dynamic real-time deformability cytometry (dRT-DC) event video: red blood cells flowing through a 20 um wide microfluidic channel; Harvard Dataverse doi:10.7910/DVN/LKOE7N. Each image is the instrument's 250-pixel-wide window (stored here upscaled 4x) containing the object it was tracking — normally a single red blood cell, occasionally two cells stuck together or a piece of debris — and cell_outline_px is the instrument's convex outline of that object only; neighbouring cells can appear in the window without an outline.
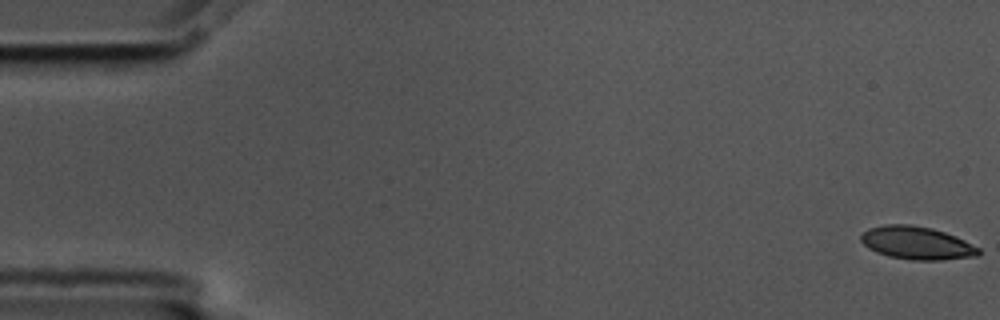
{"species": "common noctule bat (a hibernating species)", "species_latin": "Nyctalus noctula", "temperature_condition": "cold", "stored_images_in_passage": 57, "camera_frame_rate_fps": 3000, "um_per_image_px": 0.085, "animal": {"sex": "male", "body_mass_g": 17.5, "forearm_length_mm": 52.3}, "frame": {"image": 1, "passage_image": 1, "time_ms": 0.0, "image_size_px": [1000, 320], "cell_outline_px": [[980, 252], [976, 256], [940, 260], [912, 260], [888, 256], [876, 252], [868, 248], [860, 240], [860, 236], [868, 228], [884, 224], [912, 224], [932, 228], [956, 236], [980, 248]], "centroid_in_image_um": [77.9, 20.64], "position_along_channel_um": 7.1, "area_um2": 22.66}}
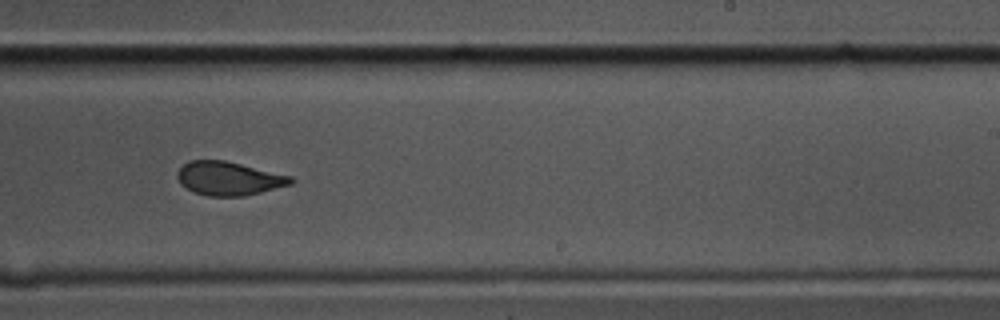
{"frame": {"image": 2, "passage_image": 35, "time_ms": 11.333, "image_size_px": [1000, 320], "cell_outline_px": [[296, 180], [292, 184], [244, 196], [208, 196], [196, 192], [180, 184], [176, 176], [176, 172], [188, 160], [224, 160], [292, 176]], "centroid_in_image_um": [19.45, 15.16], "position_along_channel_um": 269.6, "area_um2": 22.2}}
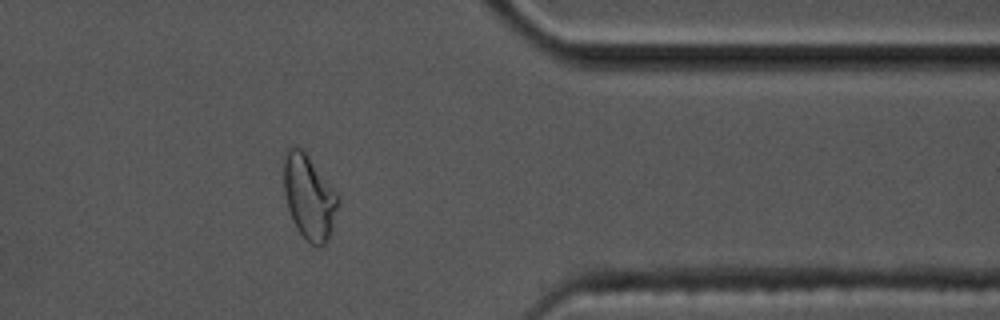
{"frame": {"image": 3, "passage_image": 46, "time_ms": 15.0, "image_size_px": [1000, 320], "cell_outline_px": [[340, 200], [332, 228], [328, 240], [320, 248], [316, 248], [296, 228], [292, 220], [288, 208], [284, 192], [284, 152], [292, 144], [300, 148], [308, 156], [336, 192]], "centroid_in_image_um": [26.26, 16.75], "position_along_channel_um": 385.1, "area_um2": 26.59}, "authors_computed_cell_mechanics": {"area_um2": 23.3512, "velocity_mm_per_s": 3.5595, "shape_relaxation_time_tau1_ms": 4.8255, "shape_relaxation_time_tau2_ms": 2.0903, "deformation_change_tau1": 0.1398, "deformation_change_tau2": 0.0623}}